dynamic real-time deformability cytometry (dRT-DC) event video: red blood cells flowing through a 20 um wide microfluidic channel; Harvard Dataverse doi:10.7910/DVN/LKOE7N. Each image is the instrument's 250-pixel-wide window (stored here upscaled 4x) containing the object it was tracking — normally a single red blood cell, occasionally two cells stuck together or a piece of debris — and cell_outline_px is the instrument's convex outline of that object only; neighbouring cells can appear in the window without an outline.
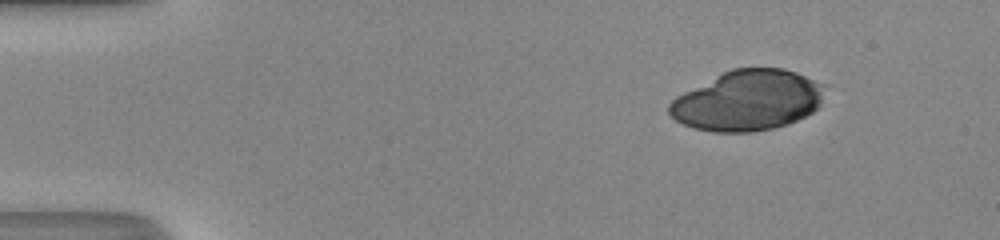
{"species": "human", "species_latin": "Homo sapiens", "temperature_condition": "room temperature", "stored_images_in_passage": 43, "camera_frame_rate_fps": 3000, "um_per_image_px": 0.085, "donor": {"sex": "male"}, "frame": {"image": 1, "passage_image": 1, "time_ms": 0.0, "image_size_px": [1000, 240], "cell_outline_px": [[824, 84], [820, 104], [812, 112], [788, 124], [772, 128], [752, 132], [712, 132], [696, 128], [684, 124], [676, 120], [668, 112], [668, 104], [676, 96], [732, 68], [784, 68], [796, 72]], "centroid_in_image_um": [63.54, 8.54], "position_along_channel_um": 21.5, "area_um2": 54.27}}